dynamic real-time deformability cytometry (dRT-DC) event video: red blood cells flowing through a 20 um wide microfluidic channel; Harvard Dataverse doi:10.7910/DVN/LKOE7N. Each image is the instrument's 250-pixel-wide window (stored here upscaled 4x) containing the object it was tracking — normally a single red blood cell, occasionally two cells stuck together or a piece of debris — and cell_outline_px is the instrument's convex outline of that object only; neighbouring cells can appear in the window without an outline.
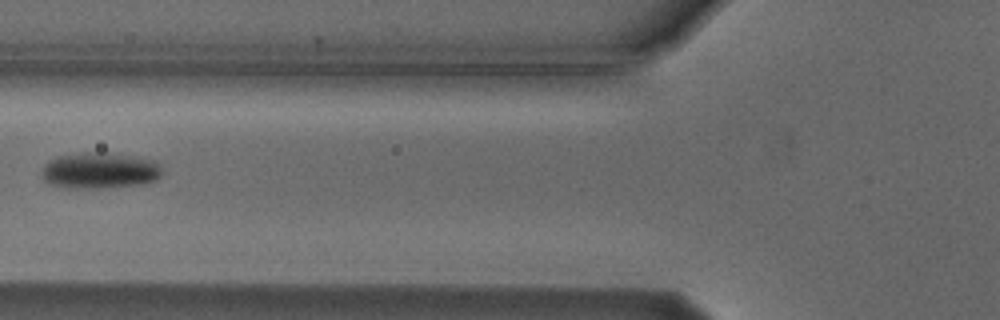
{"species": "Egyptian fruit bat (a non-hibernating species)", "species_latin": "Rousettus aegyptiacus", "temperature_condition": "cold", "stored_images_in_passage": 6, "camera_frame_rate_fps": 3000, "um_per_image_px": 0.085, "animal": {"sex": "male"}, "frame": {"image": 1, "passage_image": 6, "time_ms": 6.667, "image_size_px": [1000, 320], "cell_outline_px": [[164, 172], [156, 180], [140, 184], [96, 188], [64, 188], [48, 184], [44, 180], [40, 172], [44, 164], [48, 160], [56, 156], [88, 152], [108, 152], [140, 156], [156, 160]], "centroid_in_image_um": [8.47, 14.48], "position_along_channel_um": 117.3, "area_um2": 25.95}}